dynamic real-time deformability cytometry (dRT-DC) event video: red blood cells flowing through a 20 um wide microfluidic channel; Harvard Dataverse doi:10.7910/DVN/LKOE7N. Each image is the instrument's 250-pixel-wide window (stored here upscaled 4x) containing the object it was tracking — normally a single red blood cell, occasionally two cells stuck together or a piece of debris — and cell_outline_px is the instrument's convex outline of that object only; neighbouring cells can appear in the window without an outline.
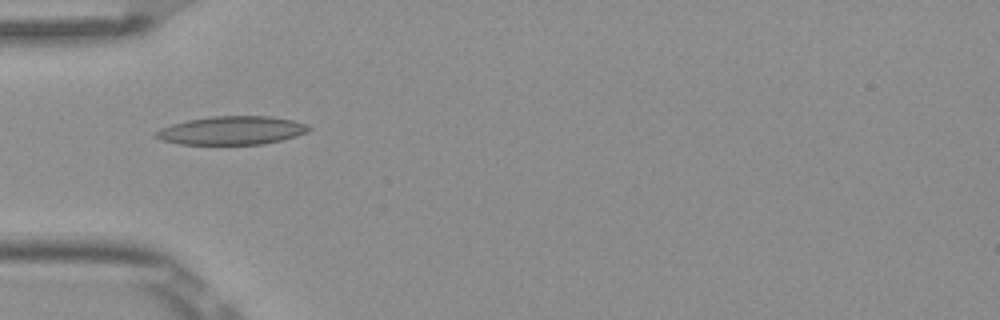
{"species": "Egyptian fruit bat (a non-hibernating species)", "species_latin": "Rousettus aegyptiacus", "temperature_condition": "room temperature", "stored_images_in_passage": 7, "camera_frame_rate_fps": 3000, "um_per_image_px": 0.085, "frame": {"image": 1, "passage_image": 5, "time_ms": 1.333, "image_size_px": [1000, 320], "cell_outline_px": [[312, 128], [308, 132], [296, 136], [280, 140], [260, 144], [180, 144], [160, 140], [152, 136], [152, 132], [160, 128], [172, 124], [188, 120], [212, 116], [268, 116], [292, 120], [308, 124]], "centroid_in_image_um": [19.66, 11.09], "position_along_channel_um": 65.3, "area_um2": 25.43}}
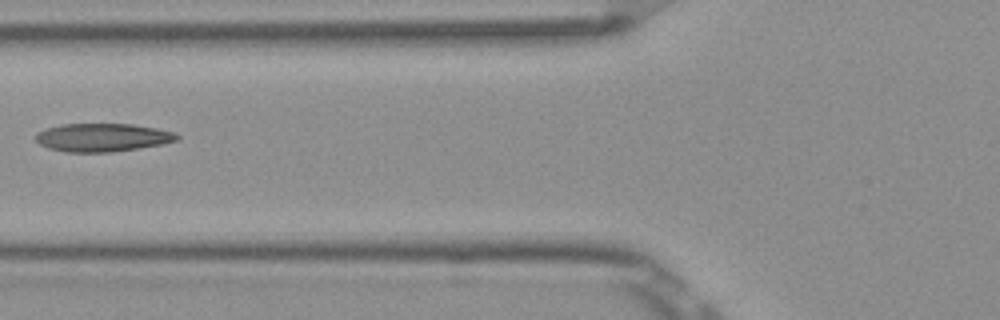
{"frame": {"image": 2, "passage_image": 6, "time_ms": 1.667, "image_size_px": [1000, 320], "cell_outline_px": [[180, 136], [176, 140], [160, 144], [112, 152], [68, 152], [48, 148], [40, 144], [36, 140], [36, 132], [48, 128], [64, 124], [132, 124], [156, 128], [176, 132]], "centroid_in_image_um": [8.71, 11.68], "position_along_channel_um": 117.1, "area_um2": 23.0}}
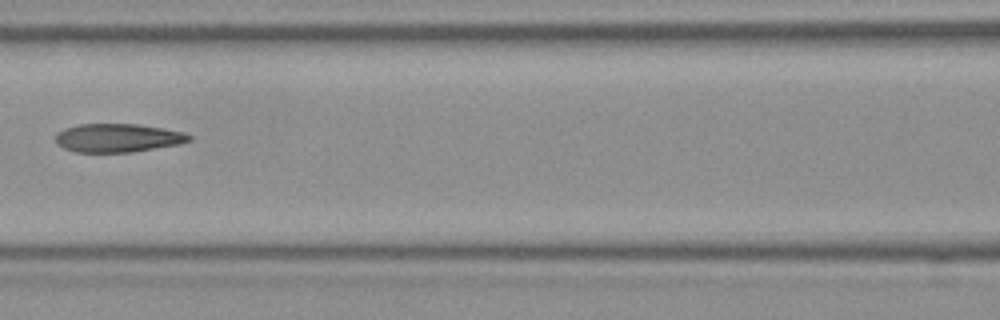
{"frame": {"image": 3, "passage_image": 7, "time_ms": 2.0, "image_size_px": [1000, 320], "cell_outline_px": [[192, 140], [180, 144], [132, 152], [76, 152], [64, 148], [56, 144], [56, 132], [64, 128], [80, 124], [140, 124], [164, 128], [184, 132], [192, 136]], "centroid_in_image_um": [10.03, 11.72], "position_along_channel_um": 156.6, "area_um2": 22.37}}